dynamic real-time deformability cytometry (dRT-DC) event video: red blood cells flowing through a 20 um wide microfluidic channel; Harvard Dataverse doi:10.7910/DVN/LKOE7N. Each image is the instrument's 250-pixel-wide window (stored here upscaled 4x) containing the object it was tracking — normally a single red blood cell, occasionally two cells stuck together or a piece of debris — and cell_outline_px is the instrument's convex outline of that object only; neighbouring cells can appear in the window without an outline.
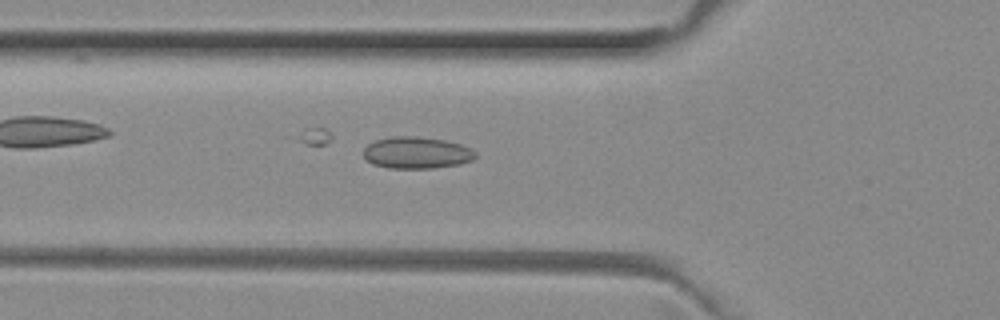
{"species": "common noctule bat (a hibernating species)", "species_latin": "Nyctalus noctula", "temperature_condition": "room temperature", "stored_images_in_passage": 37, "camera_frame_rate_fps": 3000, "um_per_image_px": 0.085, "animal": {"sex": "female", "body_mass_g": 29.2, "forearm_length_mm": 56.3}, "frame": {"image": 1, "passage_image": 8, "time_ms": 2.333, "image_size_px": [1000, 320], "cell_outline_px": [[476, 156], [472, 160], [460, 164], [432, 168], [388, 168], [372, 164], [364, 156], [364, 148], [368, 144], [376, 140], [392, 136], [416, 136], [444, 140], [460, 144], [472, 148], [476, 152]], "centroid_in_image_um": [35.42, 12.98], "position_along_channel_um": 90.4, "area_um2": 20.75}}
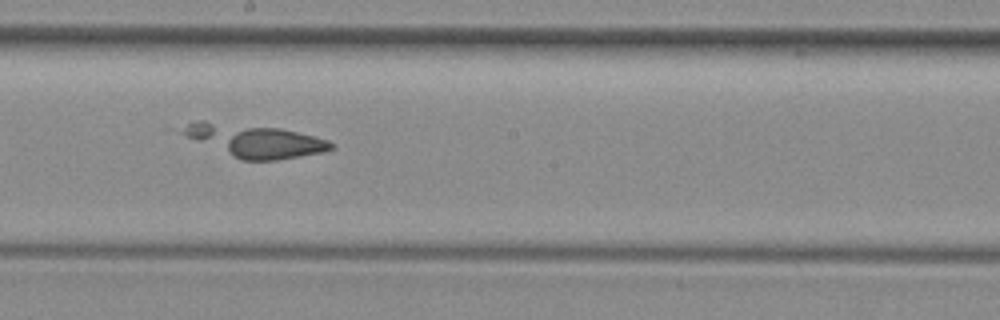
{"frame": {"image": 2, "passage_image": 18, "time_ms": 5.667, "image_size_px": [1000, 320], "cell_outline_px": [[336, 148], [324, 152], [276, 160], [244, 160], [236, 156], [228, 148], [228, 136], [236, 132], [248, 128], [280, 128], [328, 140]], "centroid_in_image_um": [23.36, 12.26], "position_along_channel_um": 224.8, "area_um2": 18.61}}
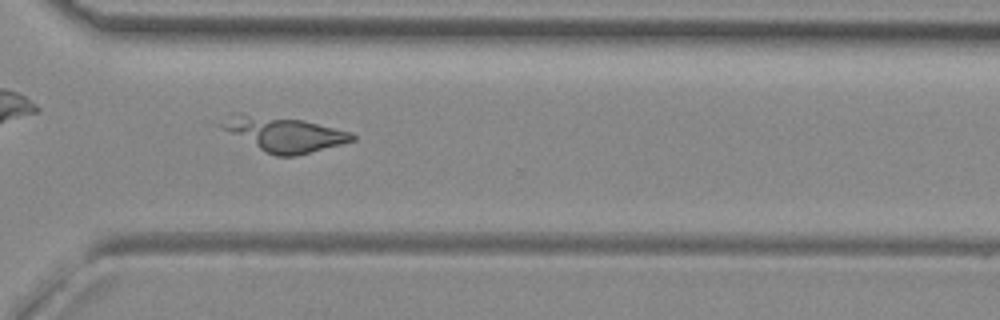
{"frame": {"image": 3, "passage_image": 27, "time_ms": 8.667, "image_size_px": [1000, 320], "cell_outline_px": [[356, 140], [296, 156], [276, 156], [264, 152], [224, 128], [220, 124], [232, 112], [240, 112], [304, 120], [352, 132], [356, 136]], "centroid_in_image_um": [24.19, 11.38], "position_along_channel_um": 346.4, "area_um2": 26.24}}